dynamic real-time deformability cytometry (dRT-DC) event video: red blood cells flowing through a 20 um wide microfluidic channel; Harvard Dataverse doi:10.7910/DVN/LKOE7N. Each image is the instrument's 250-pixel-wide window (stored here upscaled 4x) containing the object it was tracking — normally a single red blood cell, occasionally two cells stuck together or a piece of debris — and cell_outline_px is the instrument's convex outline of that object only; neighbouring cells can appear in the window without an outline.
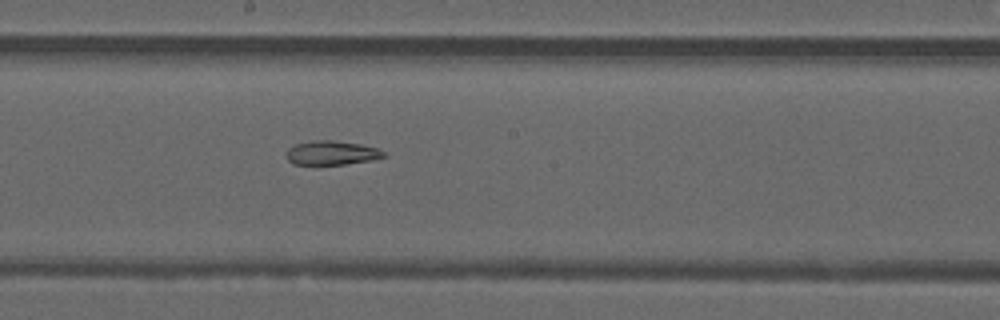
{"species": "common noctule bat (a hibernating species)", "species_latin": "Nyctalus noctula", "temperature_condition": "warm", "stored_images_in_passage": 49, "segment_of_instrument_passage": [2, 2], "camera_frame_rate_fps": 3000, "um_per_image_px": 0.085, "animal": {"sex": "male", "forearm_length_mm": 52.5}, "frame": {"image": 1, "passage_image": 27, "time_ms": 8.667, "image_size_px": [1000, 320], "cell_outline_px": [[388, 156], [372, 160], [344, 164], [292, 164], [288, 160], [288, 148], [296, 144], [312, 140], [332, 140], [360, 144], [376, 148], [384, 152]], "centroid_in_image_um": [28.21, 12.99], "position_along_channel_um": 220.0, "area_um2": 13.53}}
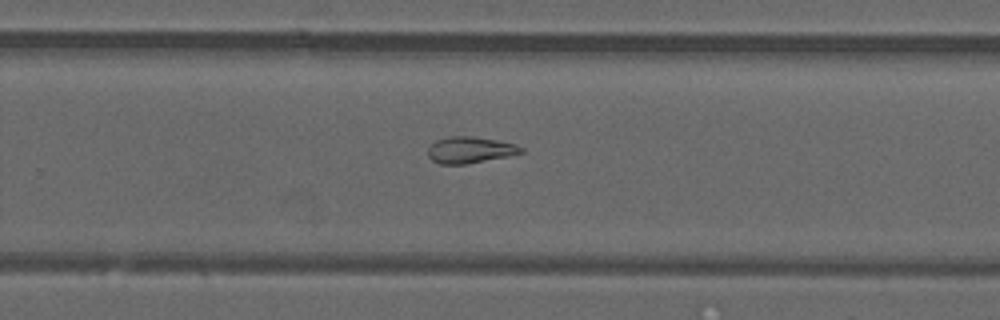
{"frame": {"image": 2, "passage_image": 32, "time_ms": 10.333, "image_size_px": [1000, 320], "cell_outline_px": [[524, 152], [508, 156], [464, 164], [440, 164], [432, 160], [428, 156], [428, 148], [436, 140], [448, 136], [472, 136], [496, 140], [516, 144], [524, 148]], "centroid_in_image_um": [39.95, 12.74], "position_along_channel_um": 289.9, "area_um2": 14.28}}
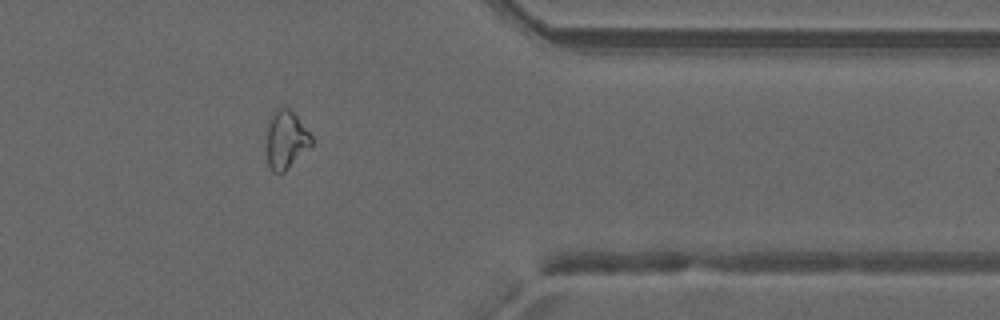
{"frame": {"image": 3, "passage_image": 40, "time_ms": 13.0, "image_size_px": [1000, 320], "cell_outline_px": [[312, 144], [284, 172], [272, 172], [268, 164], [268, 120], [272, 112], [276, 108], [288, 108], [296, 116], [312, 136]], "centroid_in_image_um": [24.3, 11.86], "position_along_channel_um": 387.1, "area_um2": 14.8}}